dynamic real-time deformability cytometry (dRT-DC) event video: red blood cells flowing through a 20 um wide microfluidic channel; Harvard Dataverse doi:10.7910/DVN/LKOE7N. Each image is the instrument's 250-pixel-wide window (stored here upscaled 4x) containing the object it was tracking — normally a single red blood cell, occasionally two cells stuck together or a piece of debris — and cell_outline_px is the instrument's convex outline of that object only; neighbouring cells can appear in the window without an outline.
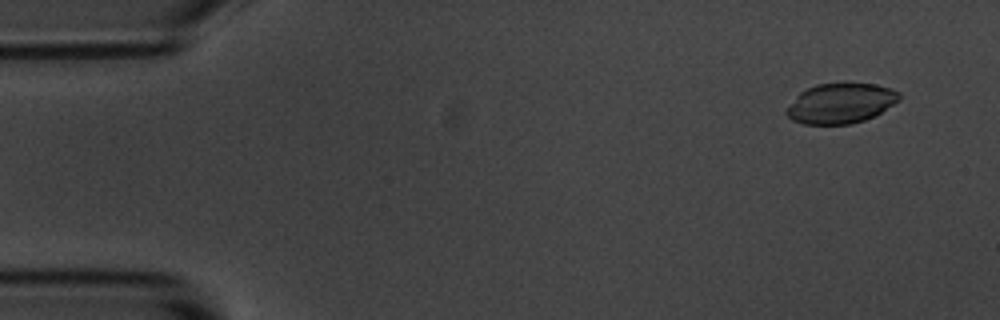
{"species": "common noctule bat (a hibernating species)", "species_latin": "Nyctalus noctula", "temperature_condition": "room temperature", "stored_images_in_passage": 4, "camera_frame_rate_fps": 3000, "um_per_image_px": 0.085, "animal": {"sex": "male", "body_mass_g": 20.1, "forearm_length_mm": 53.5}, "frame": {"image": 1, "passage_image": 2, "time_ms": 1.0, "image_size_px": [1000, 320], "cell_outline_px": [[900, 100], [876, 116], [852, 124], [804, 124], [792, 120], [784, 112], [796, 96], [800, 92], [816, 84], [876, 84], [892, 88], [900, 92]], "centroid_in_image_um": [71.49, 8.79], "position_along_channel_um": 13.5, "area_um2": 26.36}}